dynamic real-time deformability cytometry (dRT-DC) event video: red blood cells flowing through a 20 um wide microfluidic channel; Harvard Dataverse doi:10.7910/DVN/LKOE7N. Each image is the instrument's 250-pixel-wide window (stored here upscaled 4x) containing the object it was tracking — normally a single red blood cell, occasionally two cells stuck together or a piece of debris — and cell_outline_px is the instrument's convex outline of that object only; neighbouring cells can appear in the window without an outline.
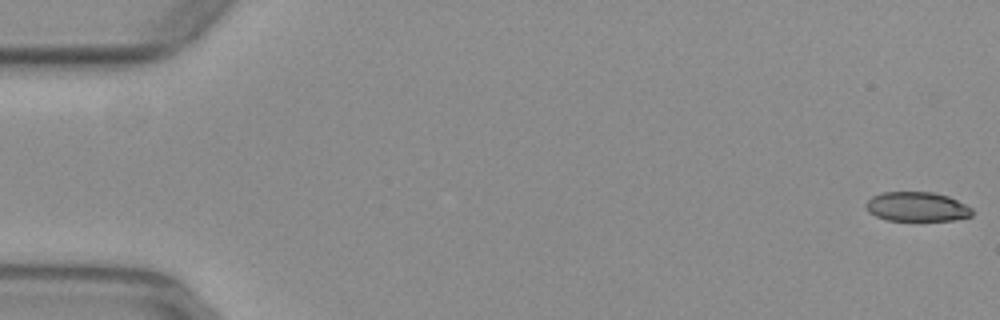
{"species": "common noctule bat (a hibernating species)", "species_latin": "Nyctalus noctula", "temperature_condition": "warm", "stored_images_in_passage": 53, "camera_frame_rate_fps": 3000, "um_per_image_px": 0.085, "animal": {"sex": "female", "body_mass_g": 29.2, "forearm_length_mm": 56.3}, "frame": {"image": 1, "passage_image": 1, "time_ms": 0.0, "image_size_px": [1000, 320], "cell_outline_px": [[972, 216], [952, 220], [888, 220], [876, 216], [868, 212], [864, 204], [872, 196], [884, 192], [932, 192], [948, 196], [972, 208]], "centroid_in_image_um": [77.91, 17.57], "position_along_channel_um": 7.1, "area_um2": 18.09}}
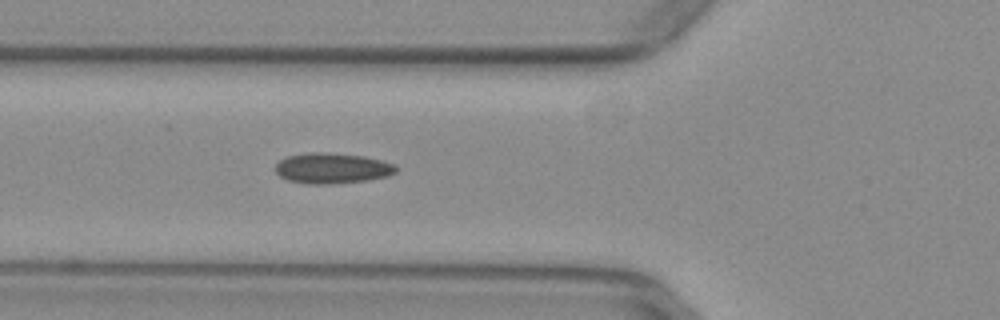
{"frame": {"image": 2, "passage_image": 20, "time_ms": 6.333, "image_size_px": [1000, 320], "cell_outline_px": [[396, 172], [388, 176], [368, 180], [332, 184], [308, 184], [288, 180], [280, 176], [276, 172], [276, 164], [280, 160], [288, 156], [308, 152], [328, 152], [364, 156], [396, 164]], "centroid_in_image_um": [28.24, 14.3], "position_along_channel_um": 97.6, "area_um2": 21.56}}
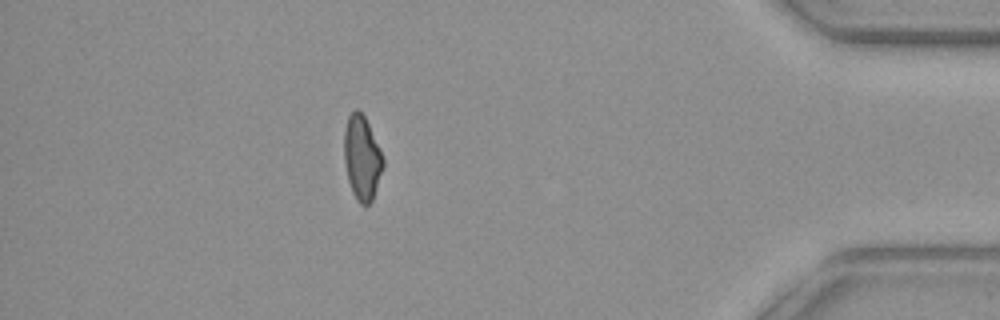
{"frame": {"image": 3, "passage_image": 47, "time_ms": 15.333, "image_size_px": [1000, 320], "cell_outline_px": [[384, 168], [372, 200], [368, 204], [360, 204], [356, 200], [352, 192], [348, 180], [344, 160], [344, 132], [348, 116], [356, 108], [364, 116], [380, 148], [384, 160]], "centroid_in_image_um": [30.77, 13.43], "position_along_channel_um": 404.4, "area_um2": 19.13}, "authors_computed_cell_mechanics": {"area_um2": 20.1144, "velocity_mm_per_s": 3.941, "shape_relaxation_time_tau1_ms": null, "shape_relaxation_time_tau2_ms": 2.61, "deformation_change_tau1": null, "deformation_change_tau2": 0.0738}}